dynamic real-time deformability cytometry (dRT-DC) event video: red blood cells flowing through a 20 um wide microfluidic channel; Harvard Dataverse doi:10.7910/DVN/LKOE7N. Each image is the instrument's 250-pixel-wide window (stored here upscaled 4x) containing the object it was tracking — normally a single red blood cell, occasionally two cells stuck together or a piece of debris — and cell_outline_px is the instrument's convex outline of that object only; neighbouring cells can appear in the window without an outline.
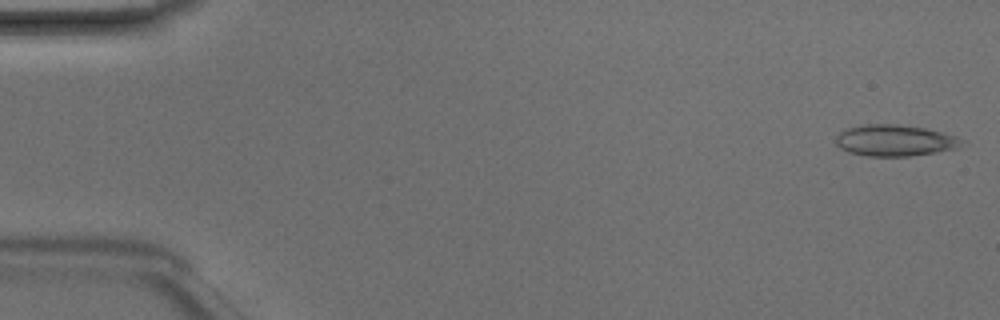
{"species": "Egyptian fruit bat (a non-hibernating species)", "species_latin": "Rousettus aegyptiacus", "temperature_condition": "room temperature", "stored_images_in_passage": 14, "camera_frame_rate_fps": 3000, "um_per_image_px": 0.085, "animal": {"sex": "male"}, "frame": {"image": 1, "passage_image": 1, "time_ms": 0.0, "image_size_px": [1000, 320], "cell_outline_px": [[964, 140], [960, 148], [936, 152], [908, 156], [868, 156], [848, 152], [840, 148], [836, 144], [836, 136], [840, 132], [848, 128], [860, 124], [900, 124], [928, 128], [956, 136]], "centroid_in_image_um": [76.08, 11.93], "position_along_channel_um": 8.9, "area_um2": 23.24}}
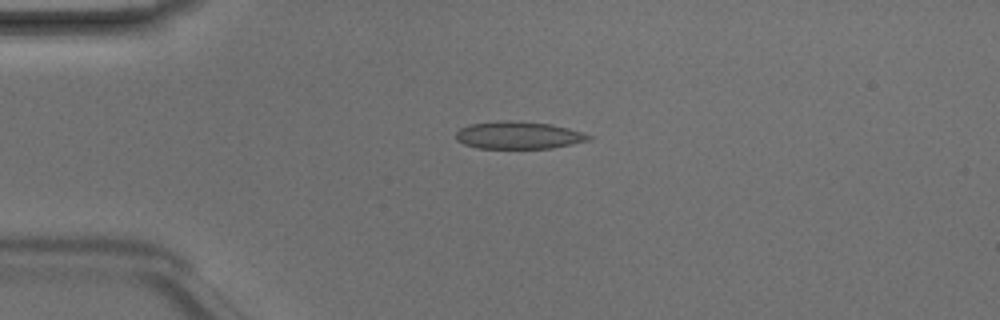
{"frame": {"image": 2, "passage_image": 11, "time_ms": 3.333, "image_size_px": [1000, 320], "cell_outline_px": [[592, 136], [588, 140], [572, 144], [552, 148], [476, 148], [464, 144], [456, 140], [456, 132], [460, 128], [472, 124], [504, 120], [508, 120], [552, 124], [584, 132]], "centroid_in_image_um": [44.07, 11.49], "position_along_channel_um": 40.9, "area_um2": 21.15}}